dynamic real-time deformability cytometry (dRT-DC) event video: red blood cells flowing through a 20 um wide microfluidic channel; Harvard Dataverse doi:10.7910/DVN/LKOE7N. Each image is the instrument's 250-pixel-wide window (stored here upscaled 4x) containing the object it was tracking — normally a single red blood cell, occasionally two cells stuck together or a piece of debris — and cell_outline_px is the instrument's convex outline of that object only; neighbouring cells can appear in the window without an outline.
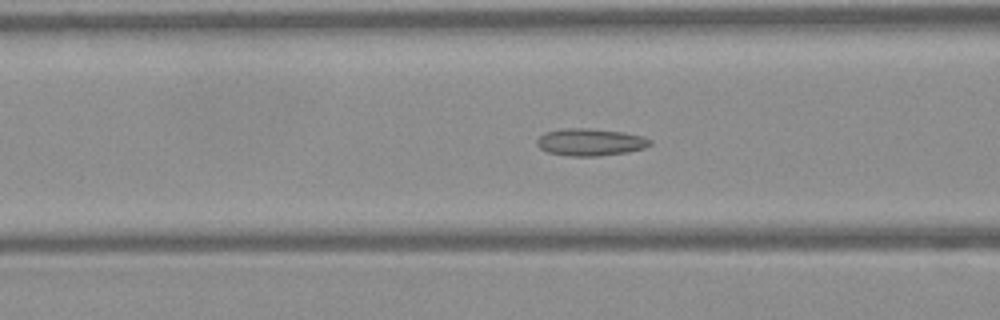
{"species": "Egyptian fruit bat (a non-hibernating species)", "species_latin": "Rousettus aegyptiacus", "temperature_condition": "warm", "stored_images_in_passage": 49, "camera_frame_rate_fps": 3000, "um_per_image_px": 0.085, "frame": {"image": 1, "passage_image": 19, "time_ms": 6.0, "image_size_px": [1000, 320], "cell_outline_px": [[652, 144], [644, 148], [628, 152], [600, 156], [568, 156], [548, 152], [540, 148], [536, 144], [536, 140], [544, 132], [564, 128], [588, 128], [624, 132], [644, 136], [652, 140]], "centroid_in_image_um": [50.19, 12.08], "position_along_channel_um": 116.4, "area_um2": 18.15}}
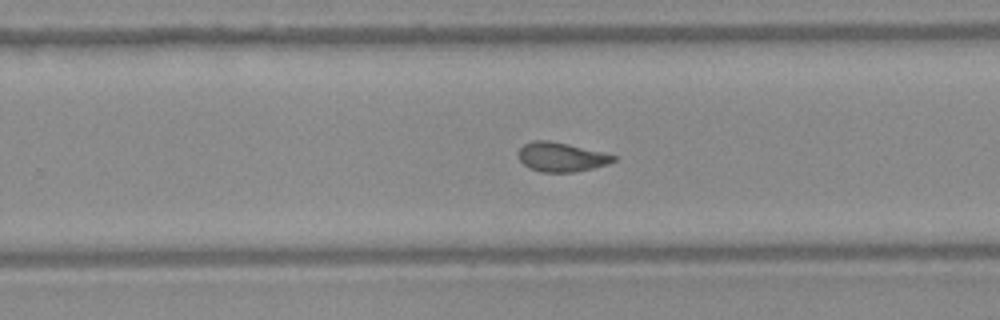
{"frame": {"image": 2, "passage_image": 31, "time_ms": 10.0, "image_size_px": [1000, 320], "cell_outline_px": [[616, 160], [608, 164], [592, 168], [572, 172], [540, 172], [528, 168], [520, 160], [516, 152], [524, 144], [532, 140], [548, 140], [568, 144], [604, 152], [616, 156]], "centroid_in_image_um": [47.68, 13.34], "position_along_channel_um": 282.1, "area_um2": 16.3}}
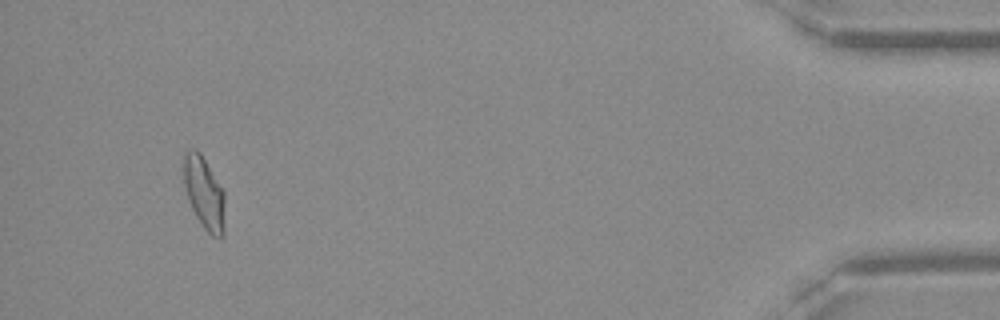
{"frame": {"image": 3, "passage_image": 46, "time_ms": 15.0, "image_size_px": [1000, 320], "cell_outline_px": [[224, 236], [212, 236], [204, 228], [196, 216], [188, 200], [184, 184], [184, 152], [192, 148], [196, 148], [200, 152], [224, 192]], "centroid_in_image_um": [17.35, 16.39], "position_along_channel_um": 417.9, "area_um2": 17.17}, "authors_computed_cell_mechanics": {"area_um2": 17.1666, "velocity_mm_per_s": 4.1392, "shape_relaxation_time_tau1_ms": null, "shape_relaxation_time_tau2_ms": 1.9634, "deformation_change_tau1": null, "deformation_change_tau2": 0.0861}}